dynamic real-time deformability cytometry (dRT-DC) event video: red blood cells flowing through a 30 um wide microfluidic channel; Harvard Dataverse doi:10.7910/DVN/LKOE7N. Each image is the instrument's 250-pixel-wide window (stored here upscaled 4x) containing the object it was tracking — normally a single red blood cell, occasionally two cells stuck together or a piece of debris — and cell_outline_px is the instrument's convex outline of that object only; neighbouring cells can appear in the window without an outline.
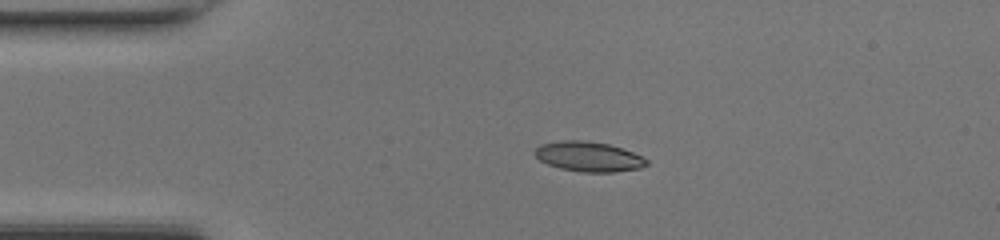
{"species": "common noctule bat (a hibernating species)", "species_latin": "Nyctalus noctula", "temperature_condition": "room temperature", "stored_images_in_passage": 38, "camera_frame_rate_fps": 3000, "um_per_image_px": 0.085, "animal": {"sex": "female", "body_mass_g": 17.0, "forearm_length_mm": 48.0}, "frame": {"image": 1, "passage_image": 1, "time_ms": 0.0, "image_size_px": [1000, 240], "cell_outline_px": [[648, 164], [640, 168], [616, 172], [580, 172], [560, 168], [548, 164], [540, 160], [536, 156], [536, 148], [540, 144], [560, 140], [584, 140], [608, 144], [632, 152], [648, 160]], "centroid_in_image_um": [50.03, 13.31], "position_along_channel_um": 35.0, "area_um2": 19.36}}
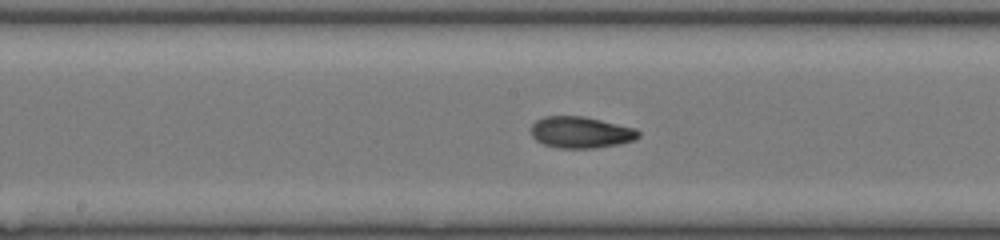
{"frame": {"image": 2, "passage_image": 15, "time_ms": 4.667, "image_size_px": [1000, 240], "cell_outline_px": [[640, 136], [636, 140], [620, 144], [596, 148], [556, 148], [544, 144], [536, 140], [532, 136], [532, 124], [536, 120], [544, 116], [584, 116], [636, 128], [640, 132]], "centroid_in_image_um": [49.4, 11.25], "position_along_channel_um": 198.8, "area_um2": 19.88}}
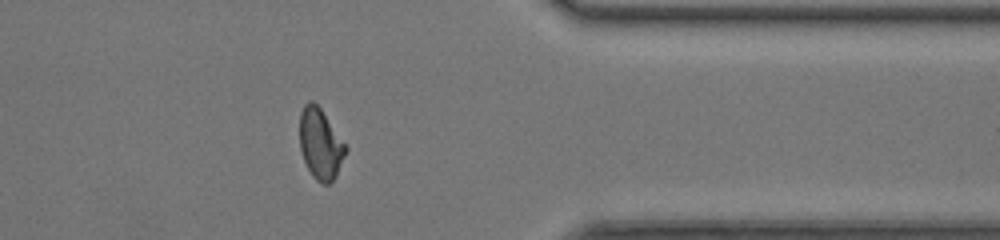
{"frame": {"image": 3, "passage_image": 29, "time_ms": 9.333, "image_size_px": [1000, 240], "cell_outline_px": [[348, 148], [336, 176], [328, 184], [320, 184], [312, 176], [304, 160], [300, 148], [300, 112], [304, 104], [308, 100], [312, 100], [320, 108]], "centroid_in_image_um": [27.22, 12.24], "position_along_channel_um": 384.2, "area_um2": 18.79}, "authors_computed_cell_mechanics": {"area_um2": 19.363, "velocity_mm_per_s": 4.3139, "shape_relaxation_time_tau1_ms": 6.1283, "shape_relaxation_time_tau2_ms": 1.5636, "deformation_change_tau1": 0.1999, "deformation_change_tau2": 0.0644}}